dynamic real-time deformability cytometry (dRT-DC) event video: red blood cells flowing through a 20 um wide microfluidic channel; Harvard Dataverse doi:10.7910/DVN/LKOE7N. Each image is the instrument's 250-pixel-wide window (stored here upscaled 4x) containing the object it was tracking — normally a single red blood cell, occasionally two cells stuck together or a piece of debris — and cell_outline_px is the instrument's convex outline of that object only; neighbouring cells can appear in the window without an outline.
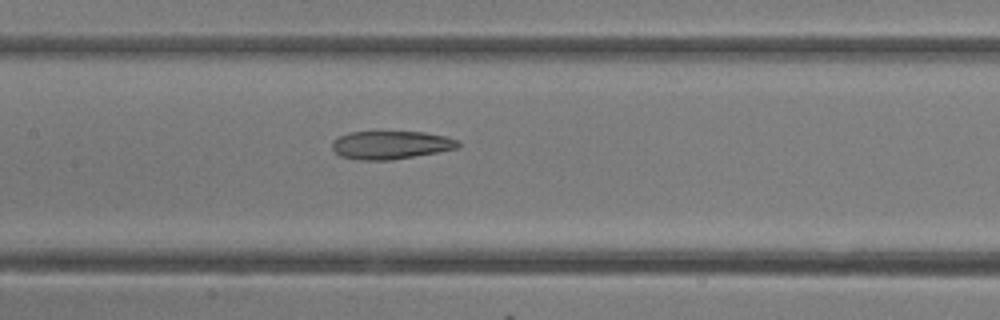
{"species": "common noctule bat (a hibernating species)", "species_latin": "Nyctalus noctula", "temperature_condition": "room temperature", "stored_images_in_passage": 16, "camera_frame_rate_fps": 3000, "um_per_image_px": 0.085, "animal": {"sex": "female"}, "frame": {"image": 1, "passage_image": 12, "time_ms": 3.667, "image_size_px": [1000, 320], "cell_outline_px": [[460, 148], [392, 160], [356, 160], [340, 156], [332, 148], [332, 140], [348, 132], [424, 132], [448, 136], [460, 140]], "centroid_in_image_um": [33.25, 12.32], "position_along_channel_um": 174.1, "area_um2": 20.92}}
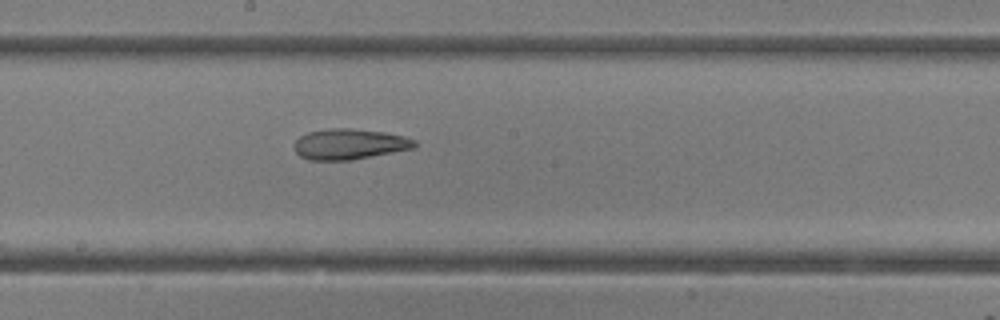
{"frame": {"image": 2, "passage_image": 14, "time_ms": 4.333, "image_size_px": [1000, 320], "cell_outline_px": [[416, 148], [352, 160], [308, 160], [300, 156], [296, 152], [296, 140], [300, 136], [308, 132], [328, 128], [348, 128], [384, 132], [404, 136], [416, 140]], "centroid_in_image_um": [29.73, 12.25], "position_along_channel_um": 218.5, "area_um2": 21.5}}
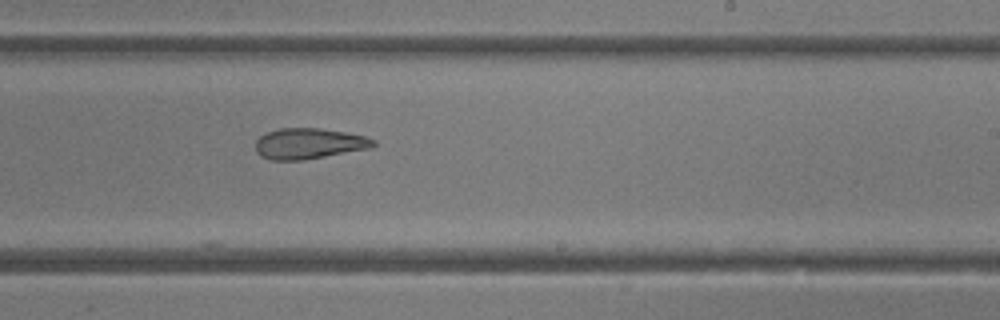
{"frame": {"image": 3, "passage_image": 16, "time_ms": 5.0, "image_size_px": [1000, 320], "cell_outline_px": [[376, 144], [372, 148], [304, 160], [272, 160], [260, 156], [256, 152], [256, 140], [260, 136], [268, 132], [280, 128], [320, 128], [344, 132], [364, 136], [376, 140]], "centroid_in_image_um": [26.27, 12.21], "position_along_channel_um": 262.7, "area_um2": 21.15}}